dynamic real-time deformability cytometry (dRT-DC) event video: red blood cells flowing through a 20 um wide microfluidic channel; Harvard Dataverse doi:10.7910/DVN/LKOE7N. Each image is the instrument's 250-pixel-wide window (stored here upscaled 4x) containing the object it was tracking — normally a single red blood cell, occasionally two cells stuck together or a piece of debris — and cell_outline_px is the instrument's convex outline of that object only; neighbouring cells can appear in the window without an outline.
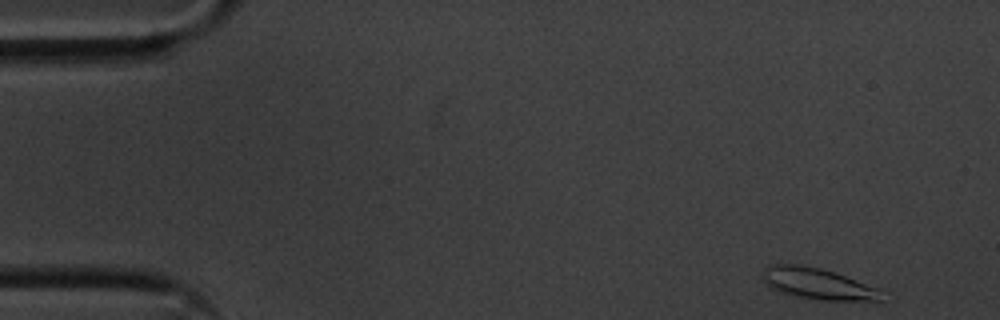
{"species": "common noctule bat (a hibernating species)", "species_latin": "Nyctalus noctula", "temperature_condition": "cold", "stored_images_in_passage": 53, "camera_frame_rate_fps": 3000, "um_per_image_px": 0.085, "animal": {"sex": "male", "body_mass_g": 20.1, "forearm_length_mm": 53.5}, "frame": {"image": 1, "passage_image": 1, "time_ms": 0.0, "image_size_px": [1000, 320], "cell_outline_px": [[884, 300], [820, 300], [776, 292], [764, 280], [764, 268], [768, 264], [800, 264], [820, 268], [844, 276], [876, 288]], "centroid_in_image_um": [69.42, 24.1], "position_along_channel_um": 15.6, "area_um2": 21.1}}
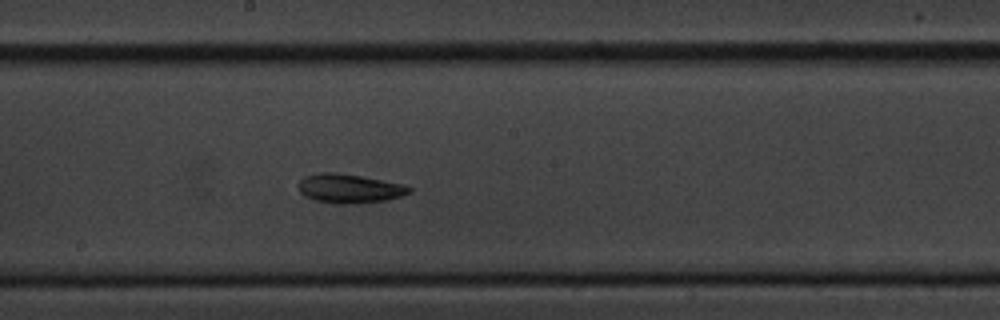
{"frame": {"image": 2, "passage_image": 27, "time_ms": 8.667, "image_size_px": [1000, 320], "cell_outline_px": [[412, 192], [400, 196], [384, 200], [352, 204], [336, 204], [316, 200], [304, 196], [300, 192], [300, 180], [304, 176], [320, 172], [336, 172], [360, 176], [404, 184], [412, 188]], "centroid_in_image_um": [29.7, 16.02], "position_along_channel_um": 218.5, "area_um2": 18.67}}
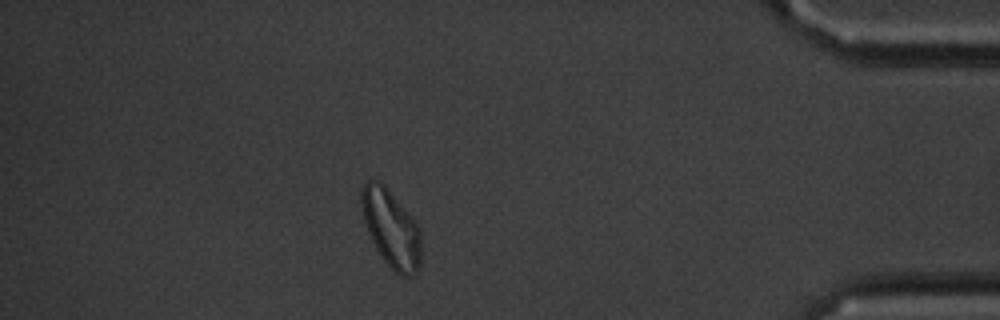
{"frame": {"image": 3, "passage_image": 46, "time_ms": 15.0, "image_size_px": [1000, 320], "cell_outline_px": [[420, 272], [412, 276], [400, 276], [384, 260], [376, 248], [368, 232], [364, 220], [360, 204], [360, 188], [368, 180], [380, 180], [384, 184], [420, 228]], "centroid_in_image_um": [33.23, 19.42], "position_along_channel_um": 402.0, "area_um2": 26.88}, "authors_computed_cell_mechanics": {"area_um2": 19.5942, "velocity_mm_per_s": 3.5583, "shape_relaxation_time_tau1_ms": 3.1196, "shape_relaxation_time_tau2_ms": 10.0348, "deformation_change_tau1": 0.1523, "deformation_change_tau2": 0.218}}